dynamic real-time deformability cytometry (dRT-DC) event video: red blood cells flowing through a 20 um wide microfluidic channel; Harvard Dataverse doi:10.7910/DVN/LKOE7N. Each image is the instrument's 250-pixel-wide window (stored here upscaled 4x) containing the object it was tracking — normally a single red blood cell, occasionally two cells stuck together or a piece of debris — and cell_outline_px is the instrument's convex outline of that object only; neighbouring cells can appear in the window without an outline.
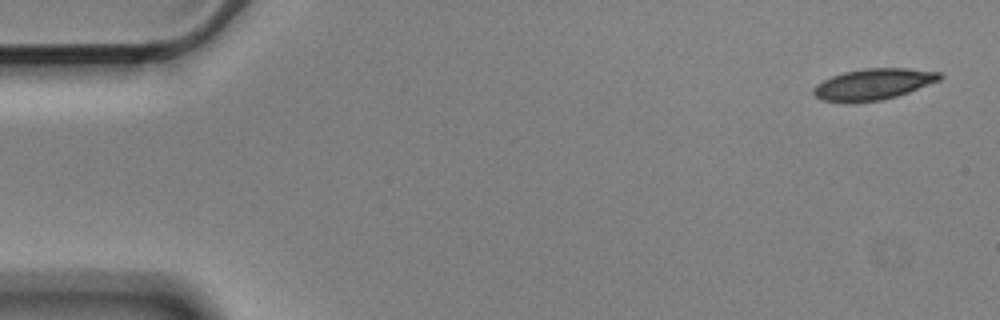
{"species": "Egyptian fruit bat (a non-hibernating species)", "species_latin": "Rousettus aegyptiacus", "temperature_condition": "cold", "stored_images_in_passage": 4, "camera_frame_rate_fps": 3000, "um_per_image_px": 0.085, "animal": {"sex": "male"}, "frame": {"image": 1, "passage_image": 1, "time_ms": 0.0, "image_size_px": [1000, 320], "cell_outline_px": [[944, 76], [940, 80], [908, 92], [896, 96], [880, 100], [820, 100], [812, 92], [812, 88], [816, 84], [832, 76], [844, 72], [864, 68], [908, 68], [940, 72]], "centroid_in_image_um": [74.27, 7.11], "position_along_channel_um": 10.7, "area_um2": 22.31}}
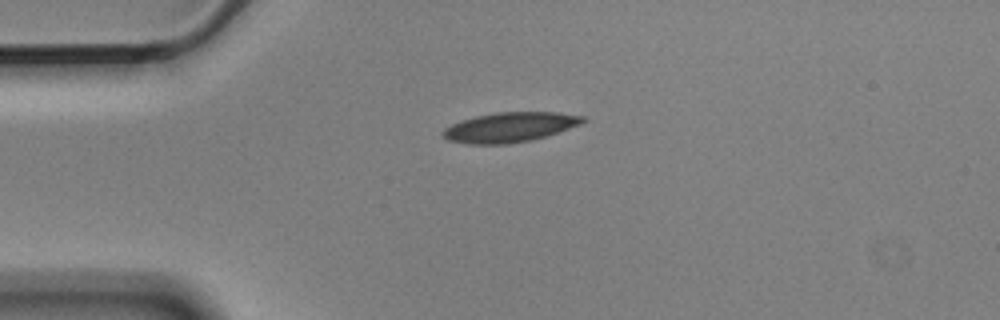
{"frame": {"image": 2, "passage_image": 3, "time_ms": 0.667, "image_size_px": [1000, 320], "cell_outline_px": [[588, 120], [580, 124], [544, 136], [528, 140], [508, 144], [468, 144], [448, 140], [440, 132], [444, 128], [460, 120], [476, 116], [496, 112], [560, 112], [584, 116]], "centroid_in_image_um": [43.31, 10.8], "position_along_channel_um": 41.7, "area_um2": 24.16}}